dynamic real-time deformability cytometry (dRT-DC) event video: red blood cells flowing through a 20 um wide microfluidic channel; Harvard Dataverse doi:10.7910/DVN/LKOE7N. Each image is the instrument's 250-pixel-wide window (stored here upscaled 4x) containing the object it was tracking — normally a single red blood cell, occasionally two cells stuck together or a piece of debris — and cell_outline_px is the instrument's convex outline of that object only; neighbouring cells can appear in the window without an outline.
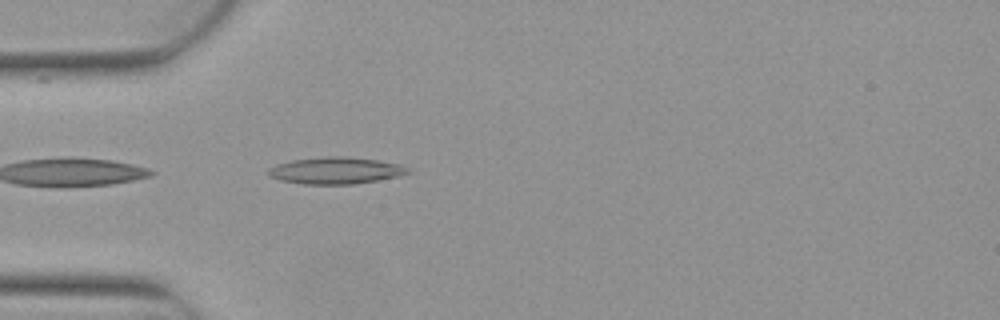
{"species": "Egyptian fruit bat (a non-hibernating species)", "species_latin": "Rousettus aegyptiacus", "temperature_condition": "warm", "stored_images_in_passage": 1, "camera_frame_rate_fps": 3000, "um_per_image_px": 0.085, "animal": {"sex": "female"}, "frame": {"image": 1, "passage_image": 1, "time_ms": 0.0, "image_size_px": [1000, 320], "cell_outline_px": [[412, 172], [400, 176], [356, 184], [304, 184], [280, 180], [268, 176], [268, 168], [276, 164], [292, 160], [328, 156], [348, 156], [380, 160], [400, 164], [408, 168]], "centroid_in_image_um": [28.56, 14.49], "position_along_channel_um": 56.4, "area_um2": 22.02}}